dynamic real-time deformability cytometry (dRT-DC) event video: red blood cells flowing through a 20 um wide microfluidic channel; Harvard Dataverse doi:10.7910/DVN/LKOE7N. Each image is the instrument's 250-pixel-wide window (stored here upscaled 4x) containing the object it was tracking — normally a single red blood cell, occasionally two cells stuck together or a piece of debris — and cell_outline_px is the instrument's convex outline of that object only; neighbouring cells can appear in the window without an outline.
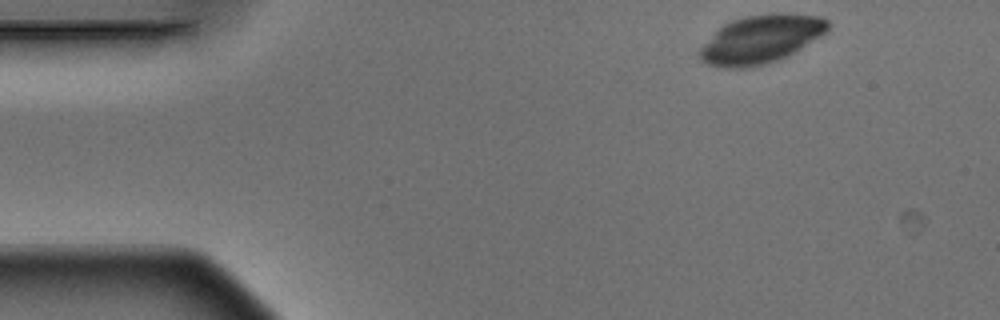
{"species": "Egyptian fruit bat (a non-hibernating species)", "species_latin": "Rousettus aegyptiacus", "temperature_condition": "warm", "stored_images_in_passage": 6, "camera_frame_rate_fps": 3000, "um_per_image_px": 0.085, "animal": {"sex": "male"}, "frame": {"image": 1, "passage_image": 1, "time_ms": 0.0, "image_size_px": [1000, 320], "cell_outline_px": [[832, 24], [828, 32], [800, 48], [776, 60], [748, 68], [720, 68], [708, 64], [700, 60], [696, 52], [724, 24], [732, 20], [744, 16], [772, 12], [784, 12], [820, 16], [828, 20]], "centroid_in_image_um": [64.69, 3.31], "position_along_channel_um": 20.3, "area_um2": 36.18}}